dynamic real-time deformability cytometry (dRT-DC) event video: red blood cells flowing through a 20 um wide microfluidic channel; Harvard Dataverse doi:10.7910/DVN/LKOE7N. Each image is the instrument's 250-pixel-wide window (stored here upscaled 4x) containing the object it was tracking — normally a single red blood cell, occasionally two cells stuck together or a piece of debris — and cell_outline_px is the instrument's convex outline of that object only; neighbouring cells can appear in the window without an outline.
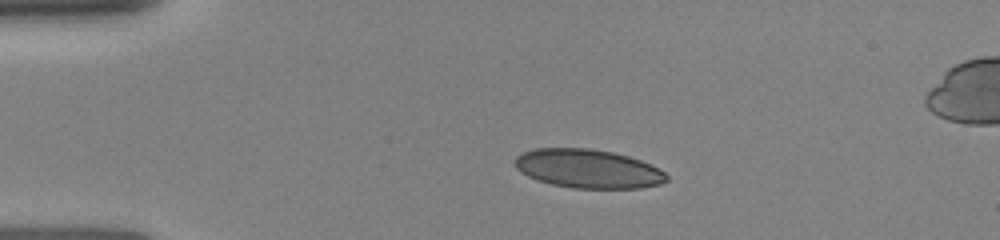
{"species": "human", "species_latin": "Homo sapiens", "temperature_condition": "room temperature", "stored_images_in_passage": 50, "camera_frame_rate_fps": 3000, "um_per_image_px": 0.085, "donor": {"sex": "female"}, "frame": {"image": 1, "passage_image": 1, "time_ms": 0.0, "image_size_px": [1000, 240], "cell_outline_px": [[668, 180], [660, 184], [640, 188], [572, 188], [552, 184], [536, 180], [520, 172], [516, 168], [512, 160], [520, 152], [536, 148], [588, 148], [612, 152], [628, 156], [640, 160], [664, 172], [668, 176]], "centroid_in_image_um": [49.91, 14.34], "position_along_channel_um": 35.1, "area_um2": 34.39}}
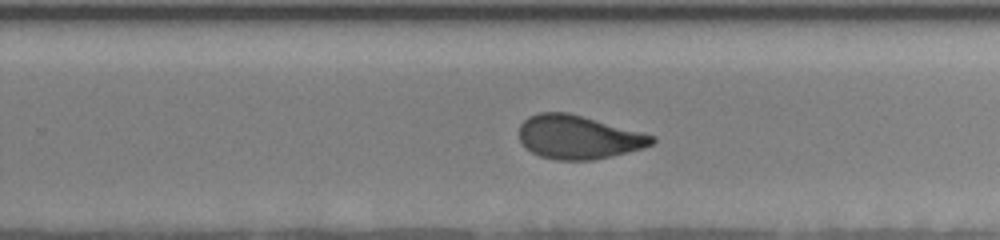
{"frame": {"image": 2, "passage_image": 34, "time_ms": 7.0, "image_size_px": [1000, 240], "cell_outline_px": [[656, 140], [652, 144], [644, 148], [628, 152], [592, 160], [556, 160], [540, 156], [532, 152], [520, 140], [520, 124], [528, 116], [540, 112], [568, 112], [656, 136]], "centroid_in_image_um": [49.17, 11.65], "position_along_channel_um": 280.6, "area_um2": 33.58}}
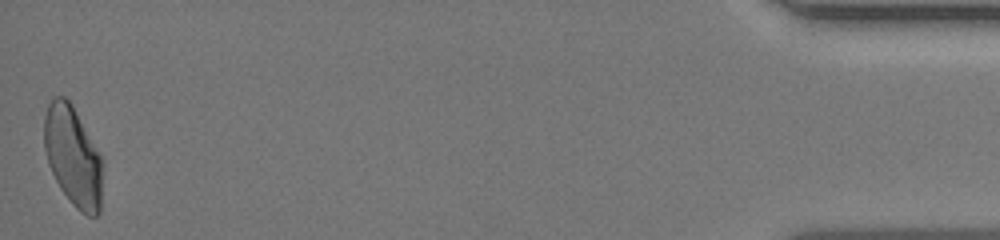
{"frame": {"image": 3, "passage_image": 50, "time_ms": 12.667, "image_size_px": [1000, 240], "cell_outline_px": [[100, 212], [96, 216], [88, 216], [80, 212], [72, 204], [60, 188], [48, 164], [44, 148], [44, 116], [48, 104], [52, 96], [64, 96], [72, 104], [100, 156]], "centroid_in_image_um": [6.15, 13.27], "position_along_channel_um": 429.1, "area_um2": 33.35}}